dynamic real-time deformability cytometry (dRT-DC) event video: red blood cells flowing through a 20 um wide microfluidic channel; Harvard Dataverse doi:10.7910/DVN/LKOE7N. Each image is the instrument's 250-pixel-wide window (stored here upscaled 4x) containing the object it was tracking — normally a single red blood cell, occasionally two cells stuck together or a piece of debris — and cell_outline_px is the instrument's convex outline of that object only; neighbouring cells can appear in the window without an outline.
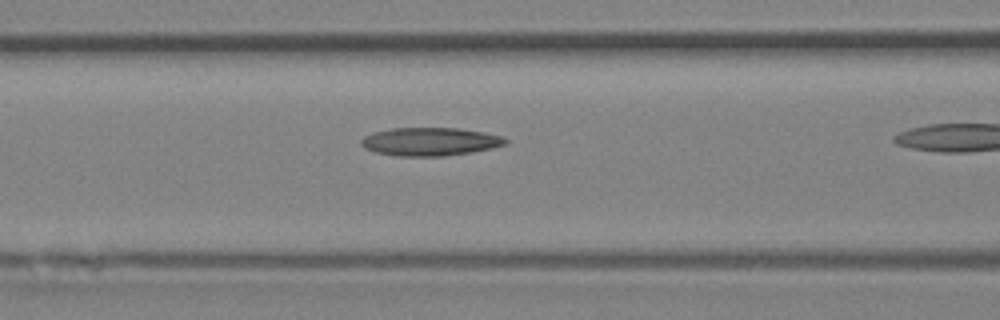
{"species": "Egyptian fruit bat (a non-hibernating species)", "species_latin": "Rousettus aegyptiacus", "temperature_condition": "room temperature", "stored_images_in_passage": 29, "camera_frame_rate_fps": 3000, "um_per_image_px": 0.085, "animal": {"sex": "female"}, "frame": {"image": 1, "passage_image": 13, "time_ms": 4.0, "image_size_px": [1000, 320], "cell_outline_px": [[508, 144], [492, 148], [472, 152], [444, 156], [396, 156], [376, 152], [364, 148], [360, 144], [360, 140], [364, 136], [372, 132], [392, 128], [460, 128], [484, 132], [500, 136], [508, 140]], "centroid_in_image_um": [36.54, 12.04], "position_along_channel_um": 130.1, "area_um2": 23.87}}